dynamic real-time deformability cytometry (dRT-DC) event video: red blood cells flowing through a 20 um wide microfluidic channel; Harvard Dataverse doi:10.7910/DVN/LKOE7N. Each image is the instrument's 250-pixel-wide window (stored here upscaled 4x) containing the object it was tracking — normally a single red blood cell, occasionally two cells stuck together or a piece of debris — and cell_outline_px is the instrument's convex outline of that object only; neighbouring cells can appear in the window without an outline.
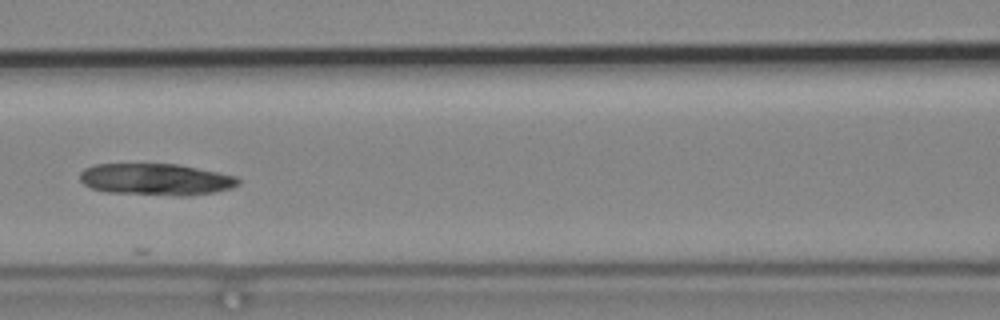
{"species": "common noctule bat (a hibernating species)", "species_latin": "Nyctalus noctula", "temperature_condition": "cold", "stored_images_in_passage": 5, "camera_frame_rate_fps": 3000, "um_per_image_px": 0.085, "animal": {"sex": "male", "body_mass_g": 19.2, "forearm_length_mm": 51.8}, "frame": {"image": 1, "passage_image": 5, "time_ms": 1.333, "image_size_px": [1000, 320], "cell_outline_px": [[240, 184], [232, 188], [212, 192], [188, 196], [180, 196], [108, 192], [92, 188], [84, 184], [80, 180], [80, 172], [84, 168], [96, 164], [176, 164], [236, 176], [240, 180]], "centroid_in_image_um": [13.25, 15.25], "position_along_channel_um": 153.4, "area_um2": 29.13}}